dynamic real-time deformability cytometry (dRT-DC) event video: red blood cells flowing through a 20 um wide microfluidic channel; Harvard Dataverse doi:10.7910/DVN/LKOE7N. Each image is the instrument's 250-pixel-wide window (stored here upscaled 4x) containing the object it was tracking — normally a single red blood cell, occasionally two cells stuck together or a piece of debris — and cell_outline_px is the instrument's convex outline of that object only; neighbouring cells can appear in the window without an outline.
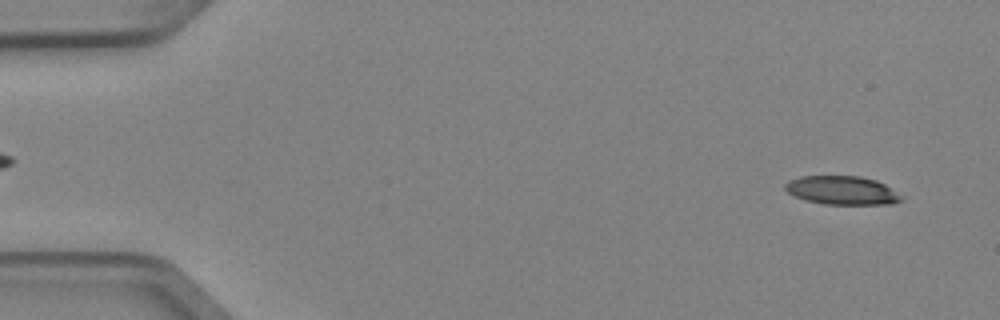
{"species": "Egyptian fruit bat (a non-hibernating species)", "species_latin": "Rousettus aegyptiacus", "temperature_condition": "cold", "stored_images_in_passage": 6, "segment_of_instrument_passage": [2, 2], "camera_frame_rate_fps": 3000, "um_per_image_px": 0.085, "animal": {"sex": "female"}, "frame": {"image": 1, "passage_image": 6, "time_ms": 1.667, "image_size_px": [1000, 320], "cell_outline_px": [[908, 196], [904, 200], [892, 204], [824, 204], [804, 200], [792, 196], [784, 188], [784, 184], [788, 180], [800, 176], [860, 176], [876, 180]], "centroid_in_image_um": [71.62, 16.18], "position_along_channel_um": 13.4, "area_um2": 19.88}}